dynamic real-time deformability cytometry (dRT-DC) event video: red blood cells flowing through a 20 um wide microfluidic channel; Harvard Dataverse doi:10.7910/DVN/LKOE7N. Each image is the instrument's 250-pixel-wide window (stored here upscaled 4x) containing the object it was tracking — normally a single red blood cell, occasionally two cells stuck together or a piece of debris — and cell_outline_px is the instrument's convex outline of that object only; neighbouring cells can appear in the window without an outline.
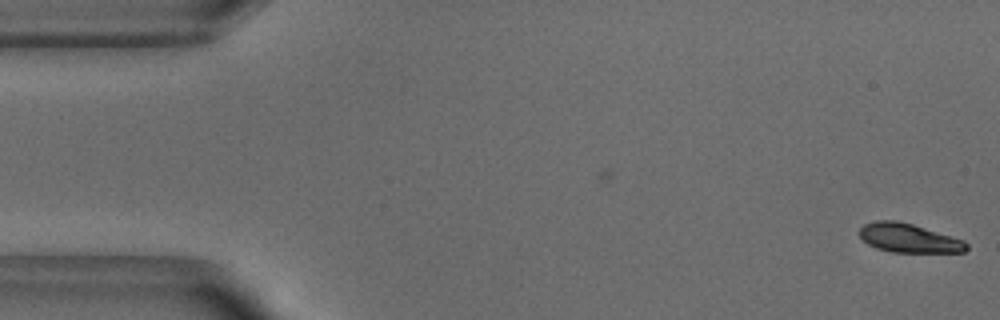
{"species": "common noctule bat (a hibernating species)", "species_latin": "Nyctalus noctula", "temperature_condition": "warm", "stored_images_in_passage": 5, "camera_frame_rate_fps": 3000, "um_per_image_px": 0.085, "animal": {"sex": "male", "body_mass_g": 18.8}, "frame": {"image": 1, "passage_image": 5, "time_ms": 1.333, "image_size_px": [1000, 320], "cell_outline_px": [[968, 248], [964, 252], [892, 252], [876, 248], [868, 244], [860, 236], [860, 228], [864, 224], [876, 220], [896, 220], [912, 224], [964, 240], [968, 244]], "centroid_in_image_um": [77.24, 20.24], "position_along_channel_um": 7.8, "area_um2": 17.92}}